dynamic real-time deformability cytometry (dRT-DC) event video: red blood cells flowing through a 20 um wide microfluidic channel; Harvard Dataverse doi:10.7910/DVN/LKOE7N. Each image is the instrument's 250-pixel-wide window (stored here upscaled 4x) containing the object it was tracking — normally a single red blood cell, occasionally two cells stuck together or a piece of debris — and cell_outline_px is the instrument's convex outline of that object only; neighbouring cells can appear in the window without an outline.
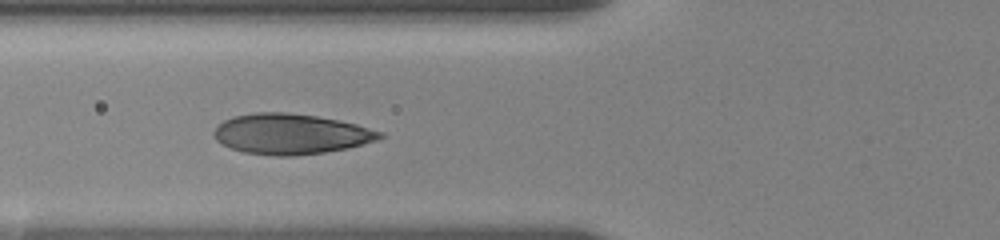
{"species": "human", "species_latin": "Homo sapiens", "temperature_condition": "room temperature", "stored_images_in_passage": 26, "camera_frame_rate_fps": 3000, "um_per_image_px": 0.085, "donor": {"sex": "female"}, "frame": {"image": 1, "passage_image": 9, "time_ms": 3.333, "image_size_px": [1000, 240], "cell_outline_px": [[384, 136], [376, 140], [348, 148], [324, 152], [292, 156], [276, 156], [244, 152], [232, 148], [216, 140], [212, 136], [212, 132], [224, 120], [232, 116], [256, 112], [284, 112], [316, 116], [356, 124], [384, 132]], "centroid_in_image_um": [24.7, 11.38], "position_along_channel_um": 101.1, "area_um2": 38.9}}
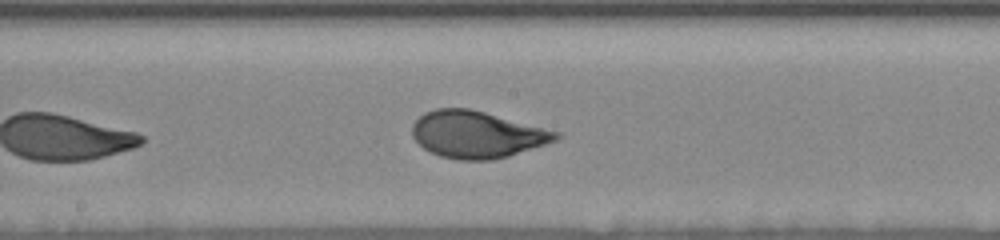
{"frame": {"image": 2, "passage_image": 14, "time_ms": 6.333, "image_size_px": [1000, 240], "cell_outline_px": [[560, 136], [556, 140], [508, 156], [488, 160], [460, 160], [440, 156], [428, 152], [412, 136], [412, 124], [424, 112], [436, 108], [468, 108], [484, 112], [560, 132]], "centroid_in_image_um": [40.49, 11.43], "position_along_channel_um": 207.7, "area_um2": 38.9}}
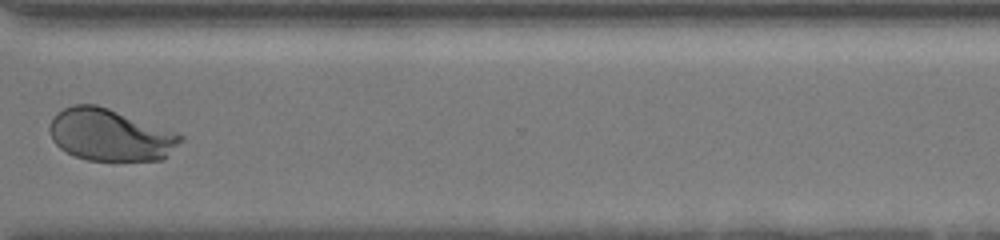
{"frame": {"image": 3, "passage_image": 21, "time_ms": 10.667, "image_size_px": [1000, 240], "cell_outline_px": [[184, 140], [164, 160], [88, 160], [76, 156], [60, 148], [52, 140], [48, 128], [52, 116], [64, 108], [72, 104], [96, 104], [180, 132], [184, 136]], "centroid_in_image_um": [9.41, 11.46], "position_along_channel_um": 361.2, "area_um2": 40.11}, "authors_computed_cell_mechanics": {"area_um2": 38.8705, "velocity_mm_per_s": 3.5432, "shape_relaxation_time_tau1_ms": 3.3076, "shape_relaxation_time_tau2_ms": null, "deformation_change_tau1": 0.153, "deformation_change_tau2": null}}